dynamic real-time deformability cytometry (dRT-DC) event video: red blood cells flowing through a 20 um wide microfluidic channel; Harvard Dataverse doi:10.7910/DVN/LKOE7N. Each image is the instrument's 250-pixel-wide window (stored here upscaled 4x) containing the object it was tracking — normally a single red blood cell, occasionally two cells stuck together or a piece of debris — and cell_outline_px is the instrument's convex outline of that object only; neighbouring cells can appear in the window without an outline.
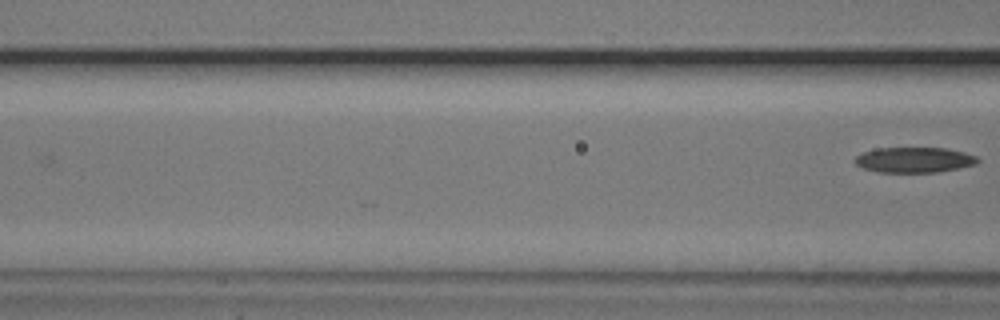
{"species": "common noctule bat (a hibernating species)", "species_latin": "Nyctalus noctula", "temperature_condition": "cold", "stored_images_in_passage": 8, "camera_frame_rate_fps": 3000, "um_per_image_px": 0.085, "animal": {"sex": "male", "body_mass_g": 20.5, "forearm_length_mm": 52.5}, "frame": {"image": 1, "passage_image": 8, "time_ms": 2.333, "image_size_px": [1000, 320], "cell_outline_px": [[980, 160], [976, 164], [960, 168], [936, 172], [880, 172], [864, 168], [856, 164], [856, 156], [864, 152], [876, 148], [948, 148], [964, 152], [976, 156]], "centroid_in_image_um": [77.76, 13.58], "position_along_channel_um": 88.8, "area_um2": 18.03}}